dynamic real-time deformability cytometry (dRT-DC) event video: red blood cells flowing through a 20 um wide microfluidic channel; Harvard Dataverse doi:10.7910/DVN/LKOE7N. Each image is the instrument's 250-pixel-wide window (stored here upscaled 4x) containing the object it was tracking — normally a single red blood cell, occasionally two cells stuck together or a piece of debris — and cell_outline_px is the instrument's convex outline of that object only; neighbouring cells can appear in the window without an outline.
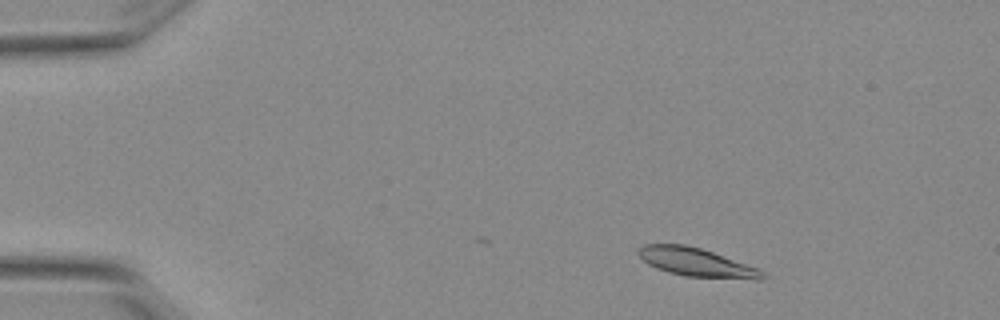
{"species": "Egyptian fruit bat (a non-hibernating species)", "species_latin": "Rousettus aegyptiacus", "temperature_condition": "warm", "stored_images_in_passage": 4, "camera_frame_rate_fps": 3000, "um_per_image_px": 0.085, "animal": {"sex": "female"}, "frame": {"image": 1, "passage_image": 2, "time_ms": 0.333, "image_size_px": [1000, 320], "cell_outline_px": [[768, 276], [764, 280], [756, 280], [684, 276], [668, 272], [656, 268], [648, 264], [636, 252], [644, 244], [684, 244], [700, 248], [760, 268]], "centroid_in_image_um": [59.27, 22.32], "position_along_channel_um": 25.7, "area_um2": 20.81}}